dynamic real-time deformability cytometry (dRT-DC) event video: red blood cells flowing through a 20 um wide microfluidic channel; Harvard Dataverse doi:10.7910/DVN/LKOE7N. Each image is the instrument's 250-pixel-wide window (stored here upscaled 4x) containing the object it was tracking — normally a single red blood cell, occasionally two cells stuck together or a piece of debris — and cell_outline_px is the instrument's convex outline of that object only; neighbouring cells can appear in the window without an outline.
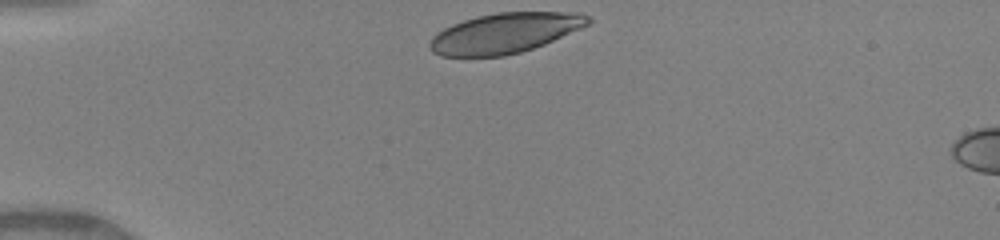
{"species": "human", "species_latin": "Homo sapiens", "temperature_condition": "warm", "stored_images_in_passage": 32, "camera_frame_rate_fps": 3000, "um_per_image_px": 0.085, "donor": {"sex": "female"}, "frame": {"image": 1, "passage_image": 1, "time_ms": 0.0, "image_size_px": [1000, 240], "cell_outline_px": [[592, 20], [588, 24], [580, 28], [544, 44], [520, 52], [504, 56], [440, 56], [432, 52], [428, 48], [428, 44], [432, 36], [436, 32], [452, 24], [476, 16], [500, 12], [580, 12], [588, 16]], "centroid_in_image_um": [42.86, 2.81], "position_along_channel_um": 42.1, "area_um2": 36.99}}
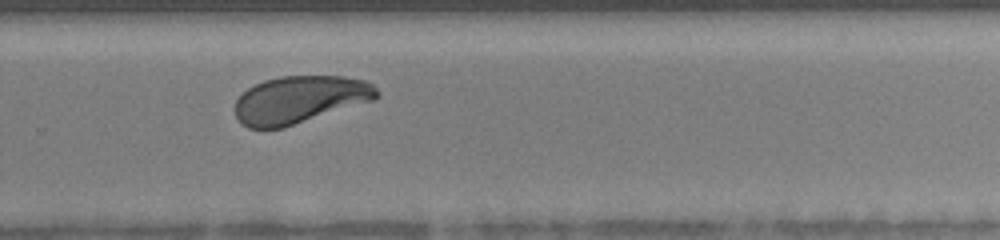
{"frame": {"image": 2, "passage_image": 23, "time_ms": 7.333, "image_size_px": [1000, 240], "cell_outline_px": [[380, 96], [372, 100], [284, 128], [248, 128], [236, 116], [236, 100], [248, 88], [264, 80], [280, 76], [344, 76], [364, 80], [372, 84], [380, 92]], "centroid_in_image_um": [25.5, 8.46], "position_along_channel_um": 304.3, "area_um2": 38.9}}
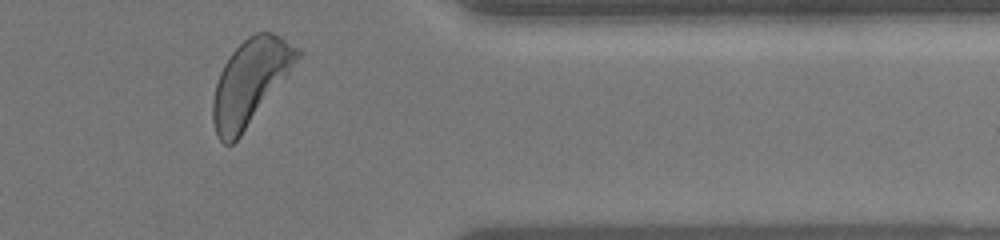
{"frame": {"image": 3, "passage_image": 30, "time_ms": 9.667, "image_size_px": [1000, 240], "cell_outline_px": [[300, 56], [240, 136], [232, 144], [224, 144], [220, 140], [216, 132], [212, 120], [212, 100], [216, 84], [220, 72], [224, 64], [232, 52], [248, 36], [256, 32], [272, 32], [280, 36], [296, 48], [300, 52]], "centroid_in_image_um": [21.21, 6.96], "position_along_channel_um": 390.2, "area_um2": 40.46}, "authors_computed_cell_mechanics": {"area_um2": 40.0265, "velocity_mm_per_s": 4.1143, "shape_relaxation_time_tau1_ms": 2.3561, "shape_relaxation_time_tau2_ms": null, "deformation_change_tau1": 0.1492, "deformation_change_tau2": null}}